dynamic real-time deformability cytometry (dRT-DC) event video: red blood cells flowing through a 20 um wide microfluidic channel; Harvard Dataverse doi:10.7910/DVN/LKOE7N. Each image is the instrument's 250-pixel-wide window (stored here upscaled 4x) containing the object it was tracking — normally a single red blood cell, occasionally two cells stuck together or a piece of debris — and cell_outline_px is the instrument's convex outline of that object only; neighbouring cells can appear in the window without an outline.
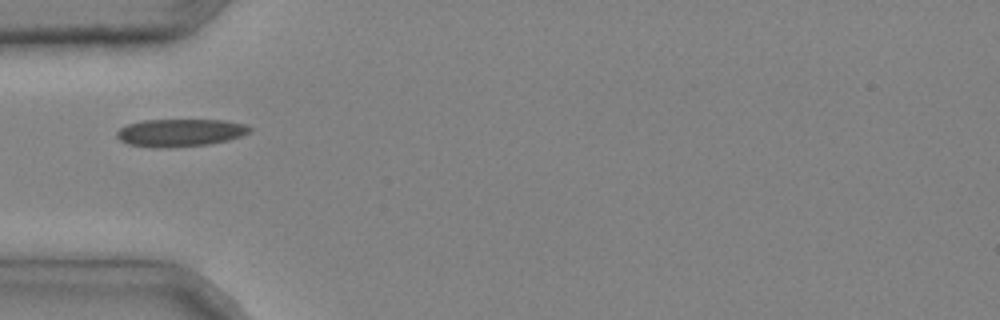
{"species": "common noctule bat (a hibernating species)", "species_latin": "Nyctalus noctula", "temperature_condition": "cold", "stored_images_in_passage": 2, "camera_frame_rate_fps": 3000, "um_per_image_px": 0.085, "animal": {"sex": "male", "body_mass_g": 20.4}, "frame": {"image": 1, "passage_image": 1, "time_ms": 0.0, "image_size_px": [1000, 320], "cell_outline_px": [[252, 132], [228, 140], [208, 144], [168, 148], [152, 148], [128, 144], [120, 140], [116, 136], [116, 132], [120, 128], [128, 124], [144, 120], [224, 120], [244, 124], [252, 128]], "centroid_in_image_um": [15.3, 11.28], "position_along_channel_um": 69.7, "area_um2": 21.5}}